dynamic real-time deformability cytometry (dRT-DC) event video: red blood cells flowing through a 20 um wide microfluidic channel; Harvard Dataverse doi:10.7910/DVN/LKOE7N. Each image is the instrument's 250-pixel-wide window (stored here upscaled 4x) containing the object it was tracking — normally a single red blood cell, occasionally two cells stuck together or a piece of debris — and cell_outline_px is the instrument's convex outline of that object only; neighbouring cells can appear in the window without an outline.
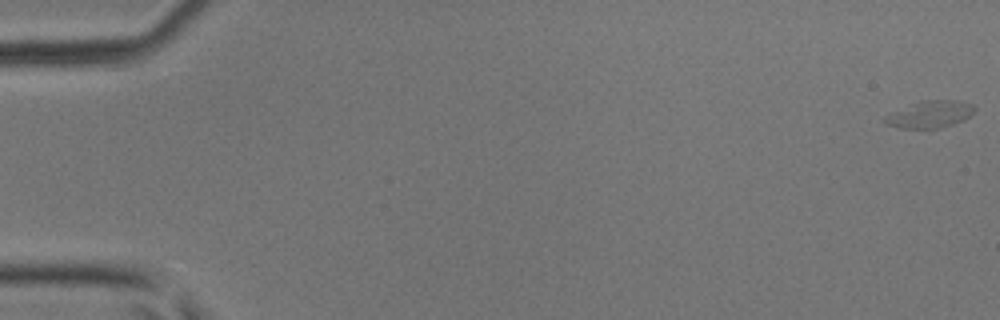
{"species": "common noctule bat (a hibernating species)", "species_latin": "Nyctalus noctula", "temperature_condition": "room temperature", "stored_images_in_passage": 30, "camera_frame_rate_fps": 3000, "um_per_image_px": 0.085, "animal": {"sex": "male", "body_mass_g": 17.9, "forearm_length_mm": 54.2}, "frame": {"image": 1, "passage_image": 1, "time_ms": 0.0, "image_size_px": [1000, 320], "cell_outline_px": [[976, 108], [964, 120], [940, 128], [900, 128], [888, 124], [884, 120], [884, 116], [920, 100], [956, 100], [972, 104]], "centroid_in_image_um": [79.06, 9.71], "position_along_channel_um": 5.9, "area_um2": 13.87}}
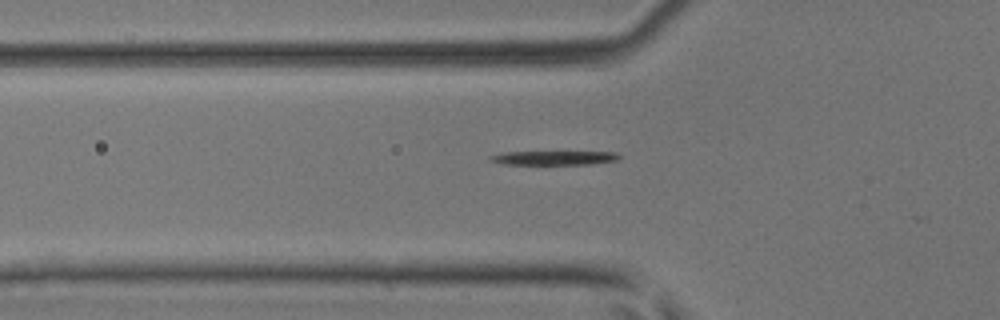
{"frame": {"image": 2, "passage_image": 19, "time_ms": 6.0, "image_size_px": [1000, 320], "cell_outline_px": [[620, 160], [592, 164], [500, 164], [488, 160], [488, 156], [504, 152], [616, 152], [620, 156]], "centroid_in_image_um": [47.07, 13.42], "position_along_channel_um": 78.7, "area_um2": 10.58}}
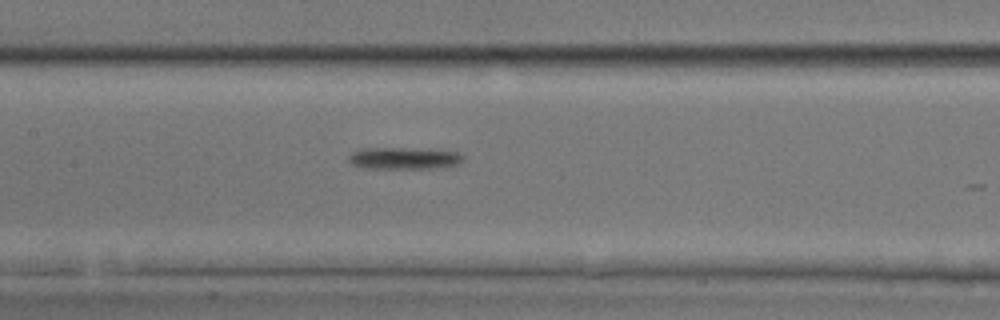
{"frame": {"image": 3, "passage_image": 26, "time_ms": 8.333, "image_size_px": [1000, 320], "cell_outline_px": [[464, 160], [460, 164], [432, 168], [364, 168], [352, 164], [348, 160], [348, 156], [352, 152], [364, 148], [408, 148], [456, 152], [464, 156]], "centroid_in_image_um": [34.31, 13.45], "position_along_channel_um": 173.1, "area_um2": 14.45}}